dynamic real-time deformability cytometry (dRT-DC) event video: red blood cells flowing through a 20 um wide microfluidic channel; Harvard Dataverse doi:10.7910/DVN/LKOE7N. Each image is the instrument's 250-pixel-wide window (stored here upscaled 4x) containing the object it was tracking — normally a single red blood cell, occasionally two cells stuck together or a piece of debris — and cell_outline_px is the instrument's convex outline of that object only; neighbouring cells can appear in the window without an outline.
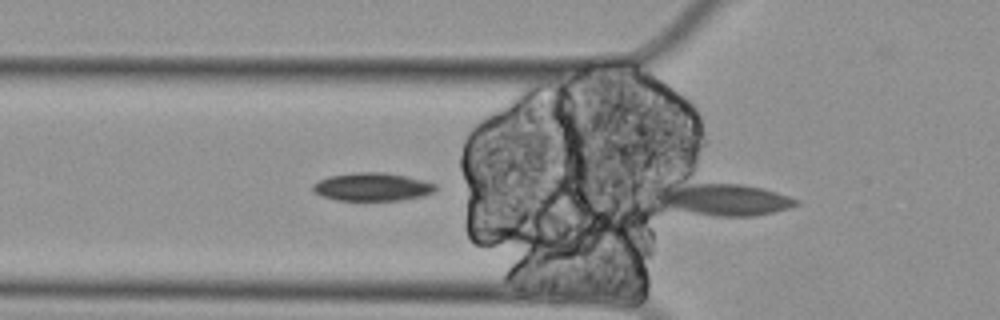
{"species": "Egyptian fruit bat (a non-hibernating species)", "species_latin": "Rousettus aegyptiacus", "temperature_condition": "cold", "stored_images_in_passage": 2, "camera_frame_rate_fps": 3000, "um_per_image_px": 0.085, "animal": {"sex": "female"}, "frame": {"image": 1, "passage_image": 2, "time_ms": 0.333, "image_size_px": [1000, 320], "cell_outline_px": [[800, 204], [788, 208], [772, 212], [752, 216], [716, 216], [660, 208], [648, 196], [648, 192], [672, 180], [740, 184], [760, 188], [776, 192], [800, 200]], "centroid_in_image_um": [61.14, 16.9], "position_along_channel_um": 64.7, "area_um2": 28.03}}